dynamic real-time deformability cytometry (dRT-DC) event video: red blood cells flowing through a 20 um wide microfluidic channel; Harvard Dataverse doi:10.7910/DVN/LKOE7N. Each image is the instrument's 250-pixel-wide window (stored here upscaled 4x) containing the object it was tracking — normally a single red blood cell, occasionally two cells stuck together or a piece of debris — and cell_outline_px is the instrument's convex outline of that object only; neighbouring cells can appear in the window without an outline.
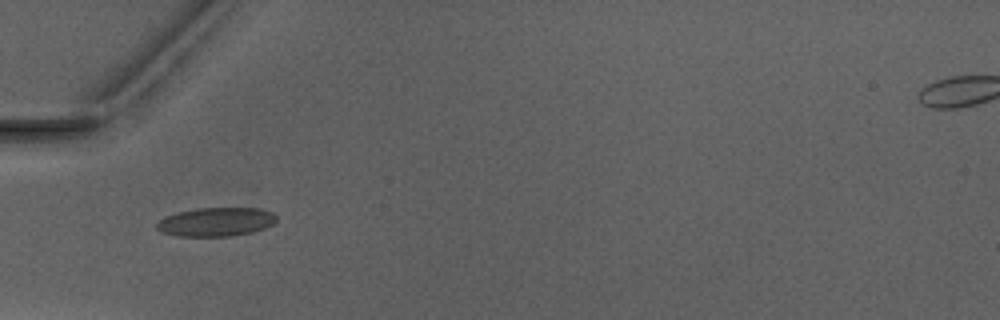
{"species": "Egyptian fruit bat (a non-hibernating species)", "species_latin": "Rousettus aegyptiacus", "temperature_condition": "warm", "stored_images_in_passage": 3, "camera_frame_rate_fps": 3000, "um_per_image_px": 0.085, "animal": {"sex": "male"}, "frame": {"image": 1, "passage_image": 1, "time_ms": 0.0, "image_size_px": [1000, 320], "cell_outline_px": [[276, 220], [272, 224], [264, 228], [252, 232], [228, 236], [176, 236], [160, 232], [156, 228], [156, 224], [164, 216], [176, 212], [196, 208], [256, 208], [272, 212], [276, 216]], "centroid_in_image_um": [18.31, 18.86], "position_along_channel_um": 66.7, "area_um2": 20.11}}
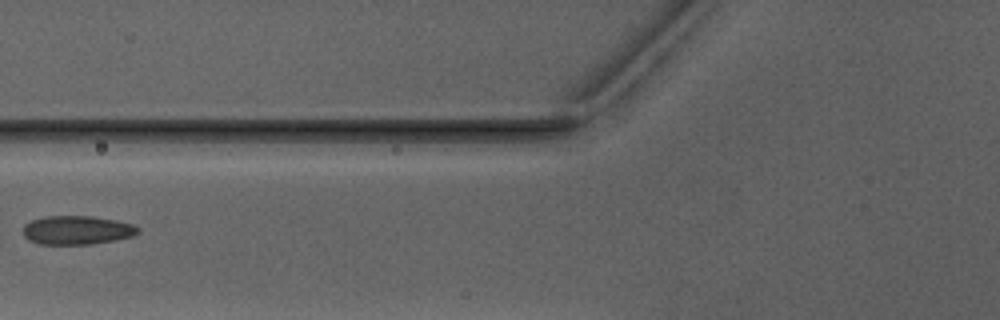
{"frame": {"image": 2, "passage_image": 2, "time_ms": 1.333, "image_size_px": [1000, 320], "cell_outline_px": [[140, 232], [132, 236], [116, 240], [92, 244], [40, 244], [28, 240], [24, 236], [24, 224], [32, 220], [44, 216], [92, 216], [116, 220], [132, 224], [140, 228]], "centroid_in_image_um": [6.55, 19.56], "position_along_channel_um": 119.2, "area_um2": 19.36}}
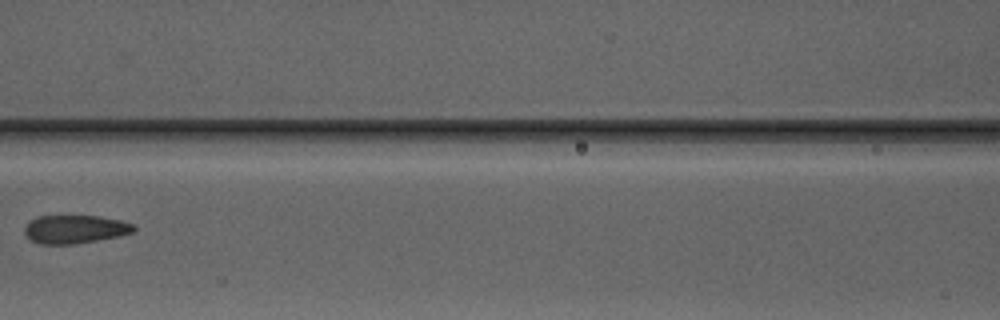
{"frame": {"image": 3, "passage_image": 3, "time_ms": 2.333, "image_size_px": [1000, 320], "cell_outline_px": [[136, 228], [132, 232], [120, 236], [72, 244], [40, 244], [28, 240], [24, 232], [24, 224], [28, 220], [36, 216], [100, 216], [120, 220], [136, 224]], "centroid_in_image_um": [6.32, 19.48], "position_along_channel_um": 160.3, "area_um2": 18.32}}